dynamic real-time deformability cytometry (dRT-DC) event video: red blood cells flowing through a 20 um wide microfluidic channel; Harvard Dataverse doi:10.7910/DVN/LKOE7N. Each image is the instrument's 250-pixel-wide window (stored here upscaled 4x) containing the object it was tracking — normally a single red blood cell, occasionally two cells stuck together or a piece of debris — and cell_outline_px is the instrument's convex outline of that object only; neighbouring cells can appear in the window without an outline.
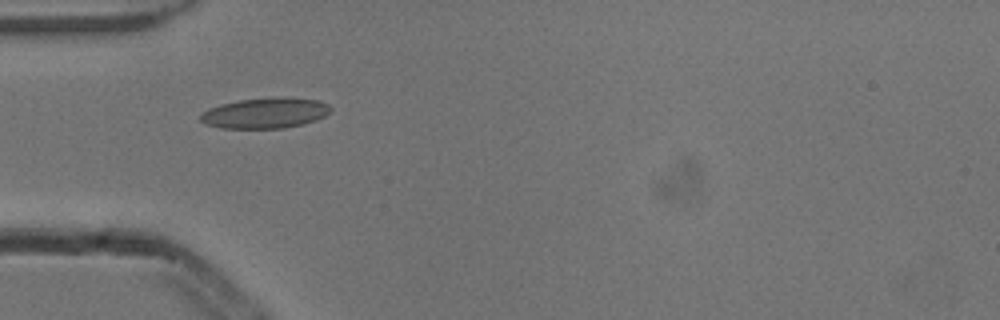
{"species": "common noctule bat (a hibernating species)", "species_latin": "Nyctalus noctula", "temperature_condition": "cold", "stored_images_in_passage": 2, "camera_frame_rate_fps": 3000, "um_per_image_px": 0.085, "animal": {"sex": "male", "body_mass_g": 13.3}, "frame": {"image": 1, "passage_image": 1, "time_ms": 0.0, "image_size_px": [1000, 320], "cell_outline_px": [[332, 112], [316, 120], [304, 124], [284, 128], [220, 128], [204, 124], [200, 120], [200, 116], [208, 108], [220, 104], [240, 100], [280, 96], [316, 100], [328, 104], [332, 108]], "centroid_in_image_um": [22.56, 9.61], "position_along_channel_um": 62.4, "area_um2": 23.35}}
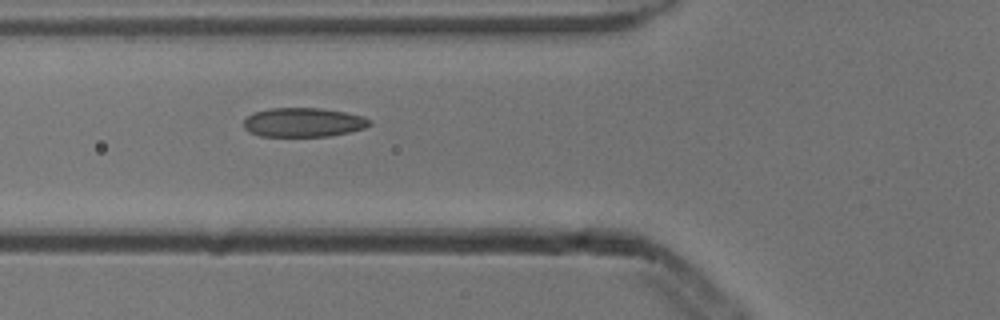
{"frame": {"image": 2, "passage_image": 2, "time_ms": 0.333, "image_size_px": [1000, 320], "cell_outline_px": [[372, 124], [364, 128], [348, 132], [328, 136], [260, 136], [248, 132], [244, 128], [244, 120], [252, 112], [268, 108], [324, 108], [364, 116], [372, 120]], "centroid_in_image_um": [25.78, 10.39], "position_along_channel_um": 100.0, "area_um2": 21.56}}